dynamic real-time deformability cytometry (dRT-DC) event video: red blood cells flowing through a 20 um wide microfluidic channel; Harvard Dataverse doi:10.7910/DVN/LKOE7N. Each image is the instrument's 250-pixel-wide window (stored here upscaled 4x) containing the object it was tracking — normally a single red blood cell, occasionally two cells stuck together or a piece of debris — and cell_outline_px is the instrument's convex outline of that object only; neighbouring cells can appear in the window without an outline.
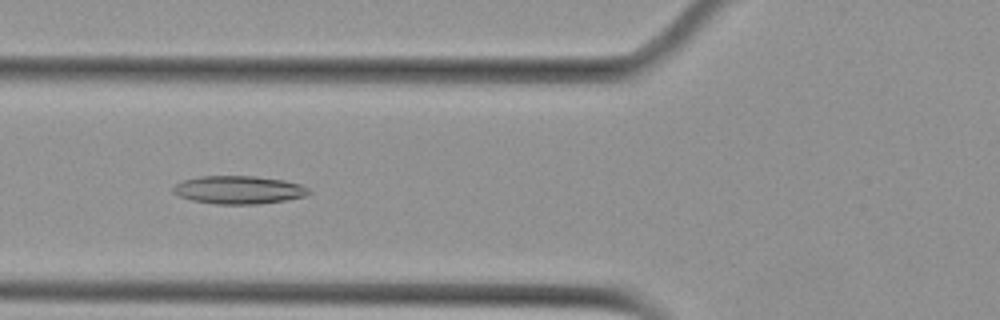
{"species": "Egyptian fruit bat (a non-hibernating species)", "species_latin": "Rousettus aegyptiacus", "temperature_condition": "cold", "stored_images_in_passage": 7, "camera_frame_rate_fps": 3000, "um_per_image_px": 0.085, "animal": {"sex": "female"}, "frame": {"image": 1, "passage_image": 4, "time_ms": 4.667, "image_size_px": [1000, 320], "cell_outline_px": [[312, 192], [304, 196], [284, 200], [260, 204], [216, 204], [192, 200], [180, 196], [172, 192], [172, 188], [176, 184], [184, 180], [200, 176], [256, 176], [284, 180], [300, 184], [308, 188]], "centroid_in_image_um": [20.29, 16.13], "position_along_channel_um": 105.5, "area_um2": 22.14}}
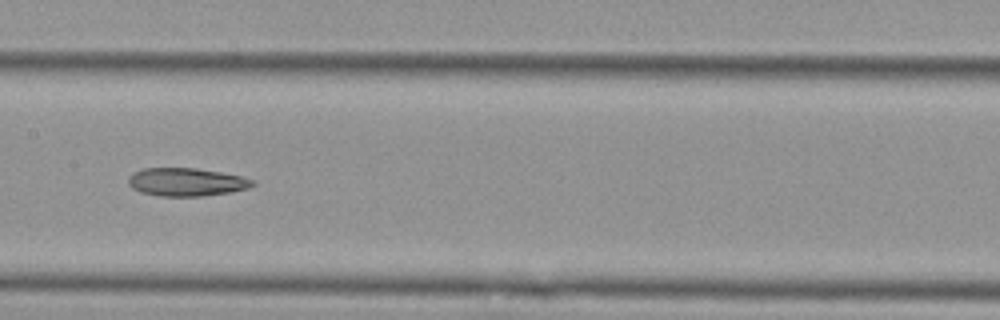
{"frame": {"image": 2, "passage_image": 6, "time_ms": 7.0, "image_size_px": [1000, 320], "cell_outline_px": [[256, 184], [248, 188], [228, 192], [200, 196], [160, 196], [140, 192], [132, 188], [128, 184], [128, 176], [132, 172], [144, 168], [196, 168], [220, 172], [240, 176], [252, 180]], "centroid_in_image_um": [15.78, 15.46], "position_along_channel_um": 191.6, "area_um2": 20.29}}
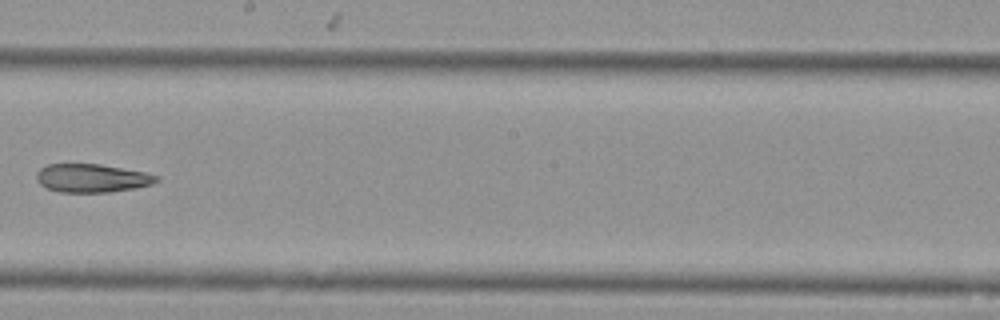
{"frame": {"image": 3, "passage_image": 7, "time_ms": 8.333, "image_size_px": [1000, 320], "cell_outline_px": [[160, 180], [152, 184], [136, 188], [108, 192], [60, 192], [48, 188], [40, 184], [36, 180], [36, 172], [40, 168], [48, 164], [100, 164], [144, 172], [160, 176]], "centroid_in_image_um": [7.82, 15.14], "position_along_channel_um": 240.4, "area_um2": 19.88}}